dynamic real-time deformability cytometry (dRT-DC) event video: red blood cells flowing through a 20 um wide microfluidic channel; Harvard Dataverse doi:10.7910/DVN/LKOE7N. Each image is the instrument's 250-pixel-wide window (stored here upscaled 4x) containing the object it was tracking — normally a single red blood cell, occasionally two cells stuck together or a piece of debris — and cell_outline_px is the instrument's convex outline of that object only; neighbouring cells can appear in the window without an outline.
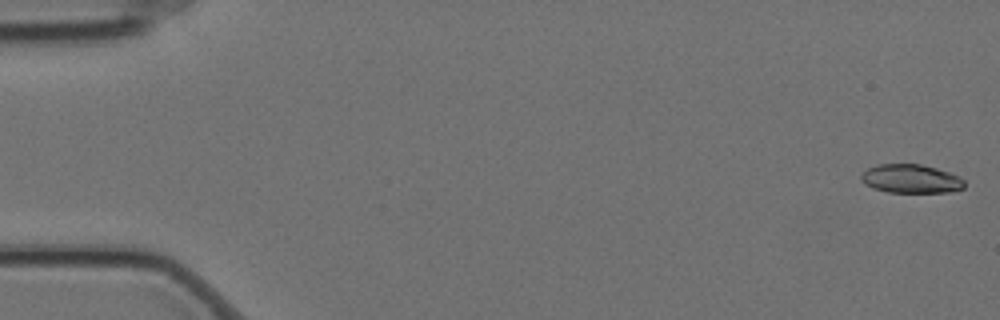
{"species": "Egyptian fruit bat (a non-hibernating species)", "species_latin": "Rousettus aegyptiacus", "temperature_condition": "cold", "stored_images_in_passage": 6, "camera_frame_rate_fps": 3000, "um_per_image_px": 0.085, "animal": {"sex": "female"}, "frame": {"image": 1, "passage_image": 1, "time_ms": 0.0, "image_size_px": [1000, 320], "cell_outline_px": [[964, 188], [952, 192], [888, 192], [872, 188], [864, 184], [860, 180], [860, 176], [868, 168], [880, 164], [920, 164], [936, 168], [960, 176], [964, 180]], "centroid_in_image_um": [77.43, 15.2], "position_along_channel_um": 7.6, "area_um2": 17.34}}
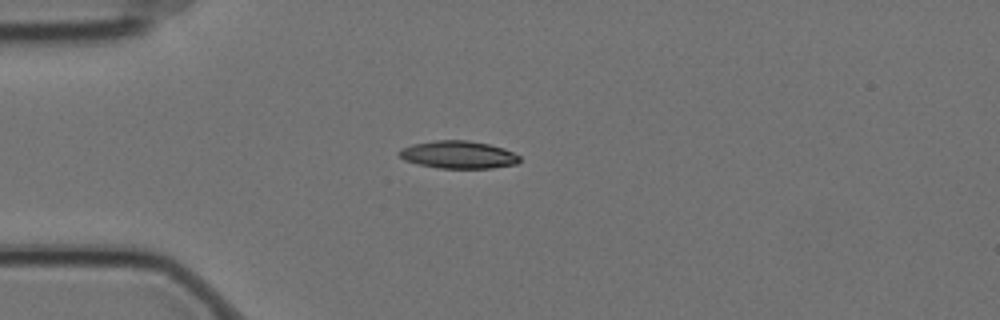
{"frame": {"image": 2, "passage_image": 5, "time_ms": 1.333, "image_size_px": [1000, 320], "cell_outline_px": [[520, 160], [516, 164], [492, 168], [440, 168], [420, 164], [404, 160], [396, 152], [400, 148], [412, 144], [436, 140], [468, 140], [488, 144], [504, 148], [520, 156]], "centroid_in_image_um": [38.94, 13.14], "position_along_channel_um": 46.1, "area_um2": 19.36}}